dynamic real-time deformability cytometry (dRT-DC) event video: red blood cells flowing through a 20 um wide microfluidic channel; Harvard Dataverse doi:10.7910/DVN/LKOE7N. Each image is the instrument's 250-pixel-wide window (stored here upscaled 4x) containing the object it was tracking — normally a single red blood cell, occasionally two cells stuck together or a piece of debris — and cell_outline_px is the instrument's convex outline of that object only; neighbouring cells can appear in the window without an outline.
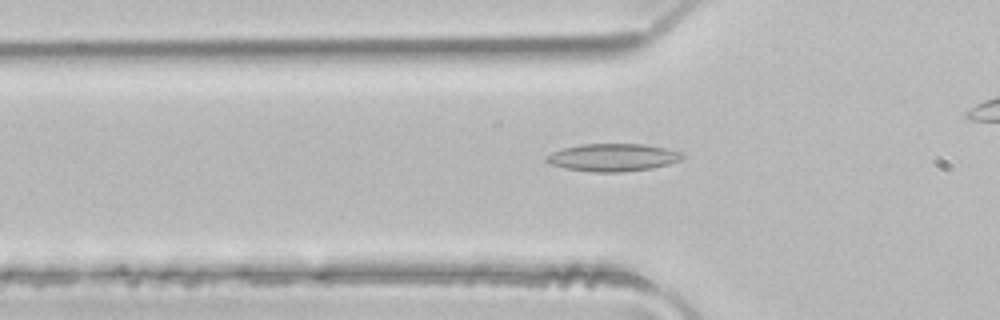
{"species": "common noctule bat (a hibernating species)", "species_latin": "Nyctalus noctula", "temperature_condition": "room temperature", "stored_images_in_passage": 28, "camera_frame_rate_fps": 3000, "um_per_image_px": 0.085, "animal": {"sex": "male", "body_mass_g": 21.5, "forearm_length_mm": 52.0}, "frame": {"image": 1, "passage_image": 4, "time_ms": 1.0, "image_size_px": [1000, 320], "cell_outline_px": [[684, 156], [680, 160], [668, 164], [652, 168], [620, 172], [596, 172], [568, 168], [552, 164], [544, 160], [544, 156], [552, 152], [564, 148], [580, 144], [644, 144], [684, 152]], "centroid_in_image_um": [52.11, 13.37], "position_along_channel_um": 73.7, "area_um2": 21.73}}
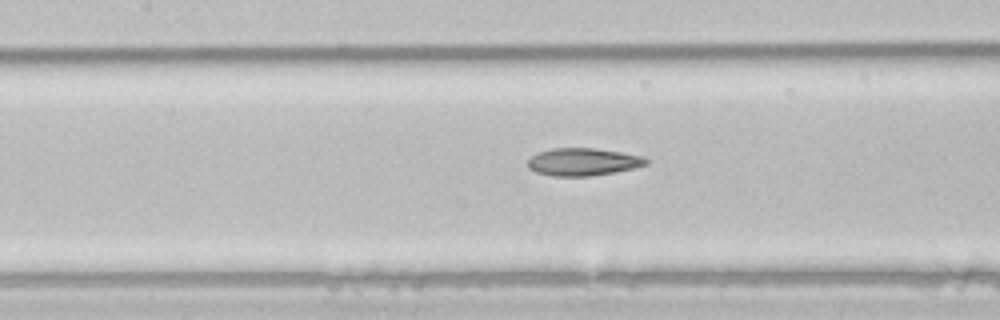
{"frame": {"image": 2, "passage_image": 10, "time_ms": 3.0, "image_size_px": [1000, 320], "cell_outline_px": [[648, 164], [616, 172], [588, 176], [552, 176], [536, 172], [528, 168], [528, 160], [532, 156], [540, 152], [552, 148], [596, 148], [644, 156], [648, 160]], "centroid_in_image_um": [49.56, 13.76], "position_along_channel_um": 157.8, "area_um2": 18.96}}
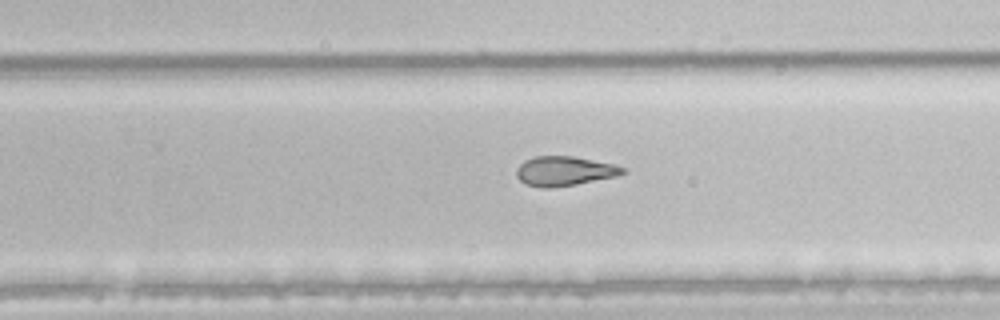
{"frame": {"image": 3, "passage_image": 19, "time_ms": 6.0, "image_size_px": [1000, 320], "cell_outline_px": [[628, 172], [612, 176], [576, 184], [548, 188], [544, 188], [528, 184], [520, 180], [516, 176], [516, 168], [524, 160], [536, 156], [572, 156], [612, 164], [624, 168]], "centroid_in_image_um": [47.92, 14.53], "position_along_channel_um": 281.9, "area_um2": 17.86}}